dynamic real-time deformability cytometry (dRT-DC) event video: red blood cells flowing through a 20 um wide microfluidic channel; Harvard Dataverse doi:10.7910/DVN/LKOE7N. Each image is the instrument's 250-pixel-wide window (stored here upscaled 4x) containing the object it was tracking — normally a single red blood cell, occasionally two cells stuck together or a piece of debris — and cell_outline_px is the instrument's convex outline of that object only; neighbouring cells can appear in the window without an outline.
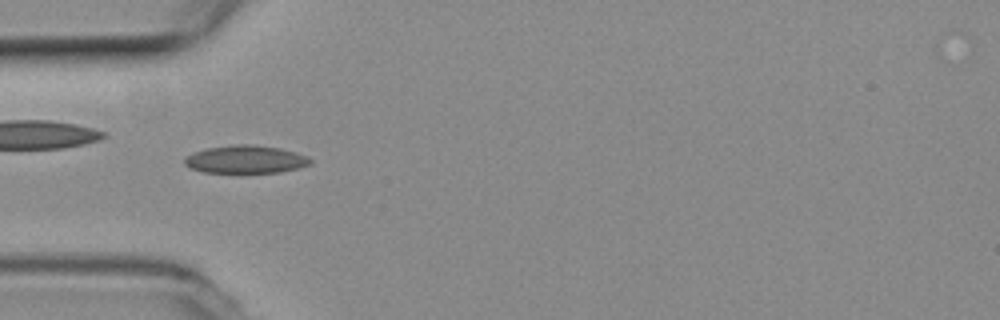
{"species": "common noctule bat (a hibernating species)", "species_latin": "Nyctalus noctula", "temperature_condition": "room temperature", "stored_images_in_passage": 8, "camera_frame_rate_fps": 3000, "um_per_image_px": 0.085, "animal": {"sex": "female", "body_mass_g": 19.3, "forearm_length_mm": 54.1}, "frame": {"image": 1, "passage_image": 4, "time_ms": 1.0, "image_size_px": [1000, 320], "cell_outline_px": [[312, 164], [300, 168], [280, 172], [204, 172], [188, 168], [184, 164], [184, 156], [192, 152], [208, 148], [232, 144], [252, 144], [280, 148], [296, 152], [308, 156], [312, 160]], "centroid_in_image_um": [20.87, 13.54], "position_along_channel_um": 64.1, "area_um2": 20.69}}
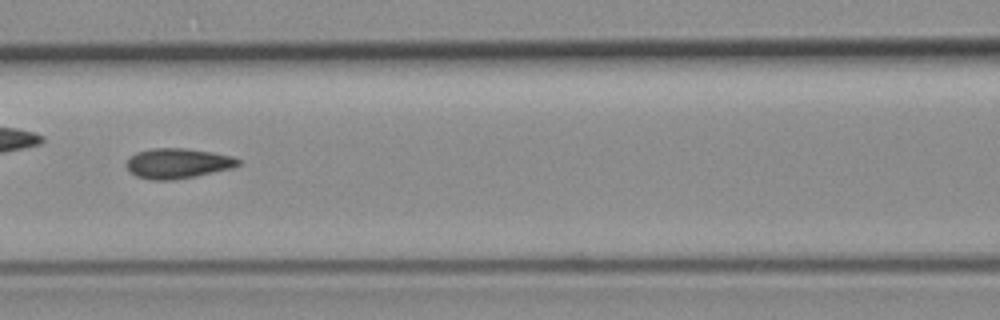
{"frame": {"image": 2, "passage_image": 6, "time_ms": 1.667, "image_size_px": [1000, 320], "cell_outline_px": [[240, 164], [232, 168], [196, 176], [172, 180], [152, 180], [136, 176], [128, 168], [128, 160], [136, 152], [152, 148], [184, 148], [212, 152], [232, 156], [240, 160]], "centroid_in_image_um": [15.13, 13.88], "position_along_channel_um": 151.5, "area_um2": 19.42}}
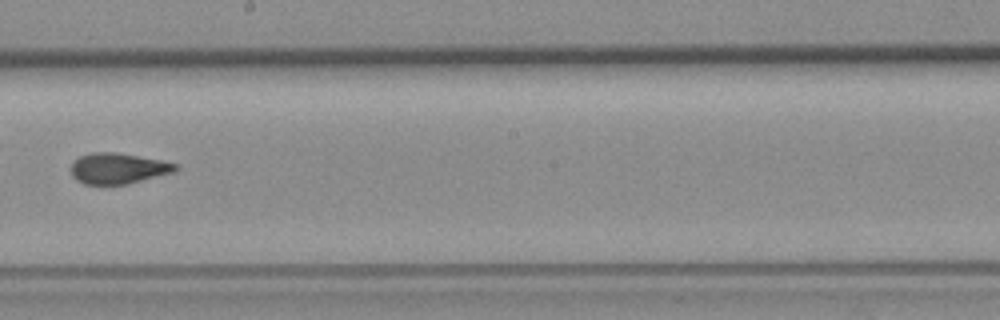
{"frame": {"image": 3, "passage_image": 8, "time_ms": 2.333, "image_size_px": [1000, 320], "cell_outline_px": [[180, 168], [176, 172], [128, 184], [84, 184], [76, 180], [72, 176], [72, 164], [80, 156], [92, 152], [116, 152], [160, 160], [176, 164]], "centroid_in_image_um": [10.07, 14.32], "position_along_channel_um": 238.1, "area_um2": 18.73}}